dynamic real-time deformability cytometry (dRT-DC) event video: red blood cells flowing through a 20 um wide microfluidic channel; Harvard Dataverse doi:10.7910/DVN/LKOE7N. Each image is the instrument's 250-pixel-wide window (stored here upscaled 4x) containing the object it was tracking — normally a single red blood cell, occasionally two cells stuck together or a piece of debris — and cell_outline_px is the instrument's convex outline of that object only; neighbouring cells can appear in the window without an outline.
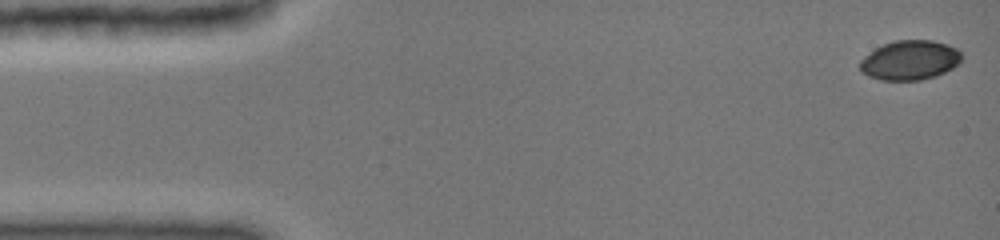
{"species": "common noctule bat (a hibernating species)", "species_latin": "Nyctalus noctula", "temperature_condition": "cold", "stored_images_in_passage": 80, "camera_frame_rate_fps": 3000, "um_per_image_px": 0.085, "animal": {"sex": "female", "body_mass_g": 19.0, "forearm_length_mm": 51.5}, "frame": {"image": 1, "passage_image": 1, "time_ms": 0.0, "image_size_px": [1000, 240], "cell_outline_px": [[964, 56], [960, 64], [936, 76], [920, 80], [880, 80], [868, 76], [860, 68], [860, 60], [876, 48], [884, 44], [896, 40], [932, 40], [948, 44], [956, 48]], "centroid_in_image_um": [77.39, 5.11], "position_along_channel_um": 7.6, "area_um2": 23.47}}
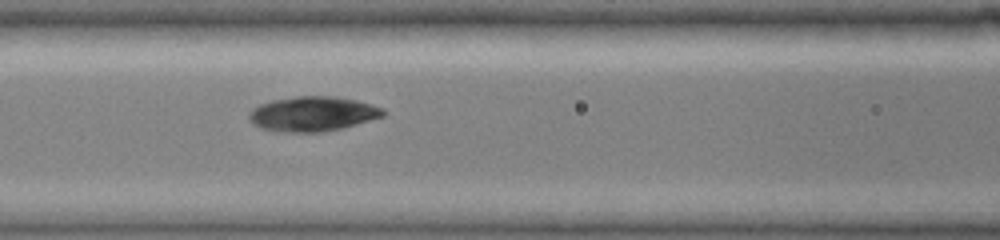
{"frame": {"image": 2, "passage_image": 34, "time_ms": 6.333, "image_size_px": [1000, 240], "cell_outline_px": [[384, 116], [344, 128], [324, 132], [284, 132], [264, 128], [256, 124], [248, 116], [252, 108], [260, 104], [272, 100], [296, 96], [332, 96], [356, 100], [384, 108]], "centroid_in_image_um": [26.62, 9.67], "position_along_channel_um": 140.0, "area_um2": 26.99}}
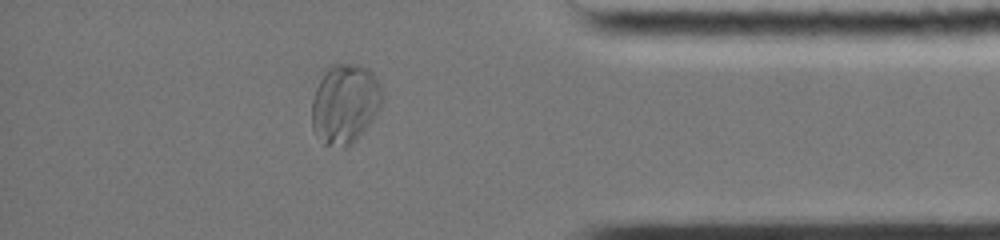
{"frame": {"image": 3, "passage_image": 73, "time_ms": 13.333, "image_size_px": [1000, 240], "cell_outline_px": [[384, 96], [380, 108], [372, 120], [356, 140], [352, 144], [344, 148], [324, 144], [312, 128], [312, 100], [320, 72], [332, 64], [356, 64], [368, 68], [372, 72], [380, 84]], "centroid_in_image_um": [29.31, 8.79], "position_along_channel_um": 405.9, "area_um2": 33.18}, "authors_computed_cell_mechanics": {"area_um2": 26.4724, "velocity_mm_per_s": 3.9999, "shape_relaxation_time_tau1_ms": 2.6584, "shape_relaxation_time_tau2_ms": 2.0102, "deformation_change_tau1": 0.0774, "deformation_change_tau2": 0.0572}}